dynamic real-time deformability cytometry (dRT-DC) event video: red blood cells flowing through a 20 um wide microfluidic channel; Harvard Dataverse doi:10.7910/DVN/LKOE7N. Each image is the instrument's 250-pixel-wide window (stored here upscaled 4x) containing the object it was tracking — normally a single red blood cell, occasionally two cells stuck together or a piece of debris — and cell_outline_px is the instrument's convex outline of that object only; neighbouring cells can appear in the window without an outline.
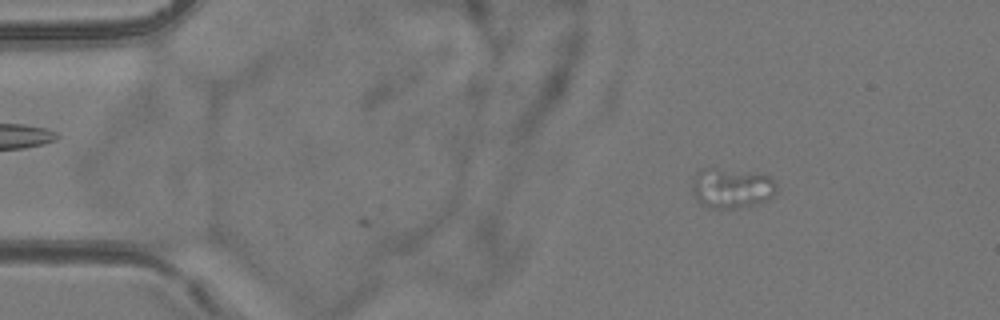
{"species": "common noctule bat (a hibernating species)", "species_latin": "Nyctalus noctula", "temperature_condition": "room temperature", "stored_images_in_passage": 2, "camera_frame_rate_fps": 3000, "um_per_image_px": 0.085, "animal": {"sex": "female", "body_mass_g": 24.6, "forearm_length_mm": 56.2}, "frame": {"image": 1, "passage_image": 2, "time_ms": 0.333, "image_size_px": [1000, 320], "cell_outline_px": [[776, 192], [768, 200], [756, 204], [736, 208], [708, 208], [700, 204], [696, 200], [692, 188], [696, 172], [700, 168], [716, 168], [748, 172], [768, 176], [776, 180]], "centroid_in_image_um": [62.18, 16.0], "position_along_channel_um": 22.8, "area_um2": 19.77}}